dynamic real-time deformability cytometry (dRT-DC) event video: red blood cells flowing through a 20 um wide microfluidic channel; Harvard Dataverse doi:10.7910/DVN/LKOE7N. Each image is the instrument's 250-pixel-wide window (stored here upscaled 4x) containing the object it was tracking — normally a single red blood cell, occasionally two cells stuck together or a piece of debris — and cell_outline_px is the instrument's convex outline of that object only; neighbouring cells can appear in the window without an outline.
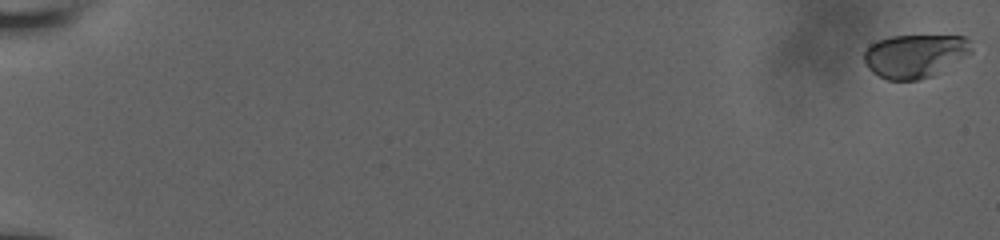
{"species": "human", "species_latin": "Homo sapiens", "temperature_condition": "room temperature", "stored_images_in_passage": 21, "camera_frame_rate_fps": 3000, "um_per_image_px": 0.085, "donor": {"sex": "male"}, "frame": {"image": 1, "passage_image": 1, "time_ms": 0.0, "image_size_px": [1000, 240], "cell_outline_px": [[972, 52], [936, 76], [920, 80], [888, 80], [872, 72], [864, 64], [864, 52], [868, 44], [876, 40], [892, 36], [964, 36], [968, 40], [972, 48]], "centroid_in_image_um": [77.75, 4.76], "position_along_channel_um": 7.2, "area_um2": 27.57}}
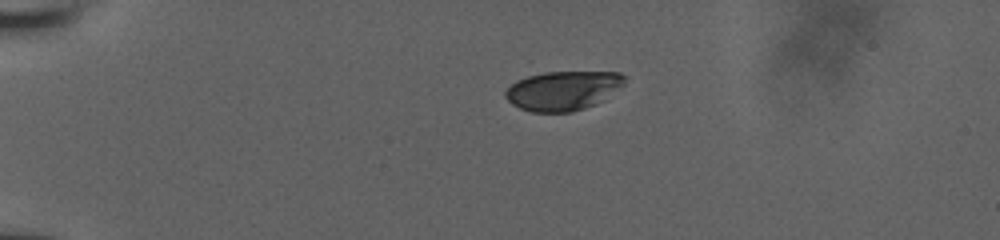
{"frame": {"image": 2, "passage_image": 15, "time_ms": 5.0, "image_size_px": [1000, 240], "cell_outline_px": [[624, 84], [604, 100], [596, 104], [572, 112], [532, 112], [520, 108], [512, 104], [504, 96], [504, 92], [516, 80], [528, 76], [544, 72], [620, 72], [624, 76]], "centroid_in_image_um": [47.84, 7.7], "position_along_channel_um": 37.2, "area_um2": 27.28}}
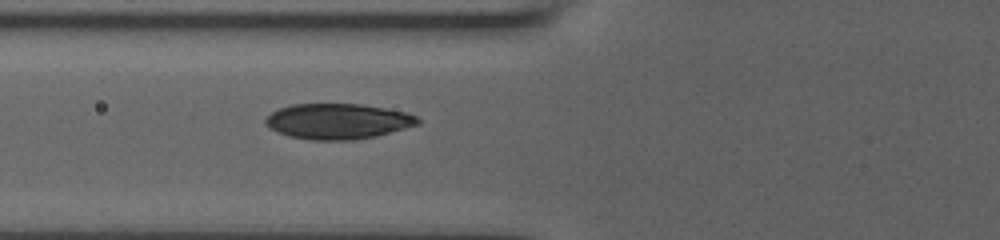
{"frame": {"image": 3, "passage_image": 21, "time_ms": 8.333, "image_size_px": [1000, 240], "cell_outline_px": [[420, 124], [376, 136], [352, 140], [312, 140], [288, 136], [264, 124], [264, 116], [280, 108], [292, 104], [360, 104], [408, 112], [416, 116], [420, 120]], "centroid_in_image_um": [28.72, 10.31], "position_along_channel_um": 97.1, "area_um2": 31.5}}